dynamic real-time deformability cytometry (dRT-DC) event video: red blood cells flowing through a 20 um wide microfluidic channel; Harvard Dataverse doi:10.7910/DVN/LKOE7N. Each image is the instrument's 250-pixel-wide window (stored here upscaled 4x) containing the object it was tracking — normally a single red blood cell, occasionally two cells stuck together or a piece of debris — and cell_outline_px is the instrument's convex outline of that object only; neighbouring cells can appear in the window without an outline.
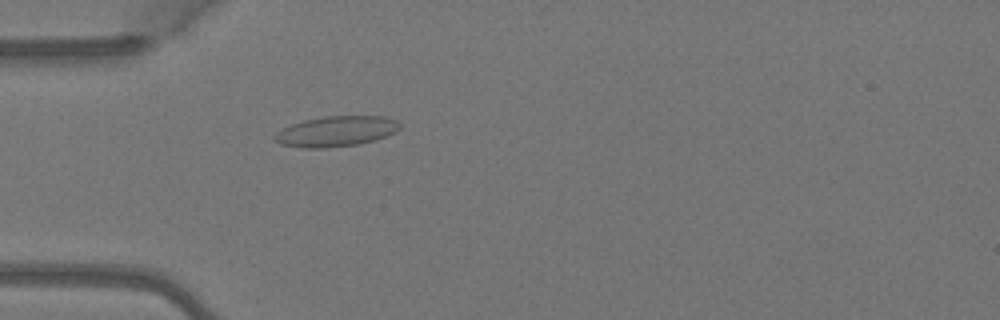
{"species": "Egyptian fruit bat (a non-hibernating species)", "species_latin": "Rousettus aegyptiacus", "temperature_condition": "warm", "stored_images_in_passage": 4, "camera_frame_rate_fps": 3000, "um_per_image_px": 0.085, "animal": {"sex": "female"}, "frame": {"image": 1, "passage_image": 4, "time_ms": 1.0, "image_size_px": [1000, 320], "cell_outline_px": [[400, 128], [396, 132], [376, 140], [356, 144], [324, 148], [304, 148], [280, 144], [272, 136], [276, 132], [292, 124], [304, 120], [324, 116], [384, 116], [396, 120], [400, 124]], "centroid_in_image_um": [28.58, 11.16], "position_along_channel_um": 56.4, "area_um2": 22.14}}